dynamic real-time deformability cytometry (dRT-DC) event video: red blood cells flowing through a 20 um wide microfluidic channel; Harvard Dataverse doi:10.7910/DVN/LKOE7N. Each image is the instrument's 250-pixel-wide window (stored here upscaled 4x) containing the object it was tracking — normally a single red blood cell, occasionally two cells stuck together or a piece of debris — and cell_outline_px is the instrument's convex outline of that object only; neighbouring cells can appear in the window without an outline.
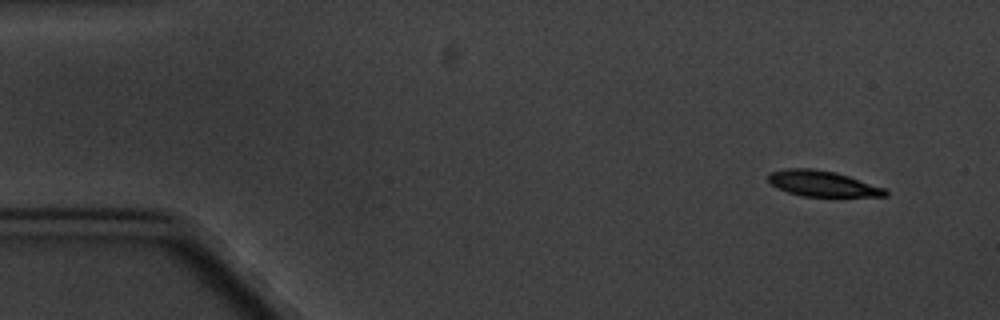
{"species": "common noctule bat (a hibernating species)", "species_latin": "Nyctalus noctula", "temperature_condition": "cold", "stored_images_in_passage": 7, "camera_frame_rate_fps": 3000, "um_per_image_px": 0.085, "animal": {"sex": "male", "body_mass_g": 20.1, "forearm_length_mm": 53.5}, "frame": {"image": 1, "passage_image": 1, "time_ms": 0.0, "image_size_px": [1000, 320], "cell_outline_px": [[888, 196], [800, 196], [788, 192], [772, 184], [768, 180], [768, 172], [788, 168], [812, 168], [836, 172], [884, 188], [888, 192]], "centroid_in_image_um": [69.88, 15.6], "position_along_channel_um": 15.1, "area_um2": 17.34}}
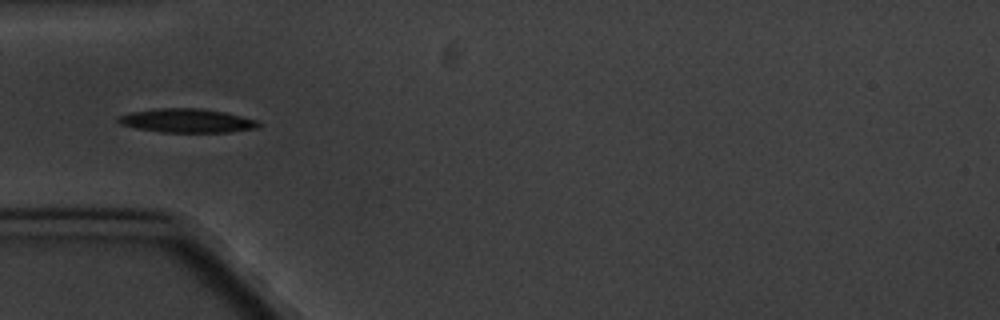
{"frame": {"image": 2, "passage_image": 5, "time_ms": 4.667, "image_size_px": [1000, 320], "cell_outline_px": [[264, 124], [260, 128], [232, 132], [160, 132], [136, 128], [120, 124], [116, 120], [116, 116], [128, 112], [152, 108], [200, 108], [224, 112], [256, 120]], "centroid_in_image_um": [15.87, 10.25], "position_along_channel_um": 69.1, "area_um2": 19.88}}